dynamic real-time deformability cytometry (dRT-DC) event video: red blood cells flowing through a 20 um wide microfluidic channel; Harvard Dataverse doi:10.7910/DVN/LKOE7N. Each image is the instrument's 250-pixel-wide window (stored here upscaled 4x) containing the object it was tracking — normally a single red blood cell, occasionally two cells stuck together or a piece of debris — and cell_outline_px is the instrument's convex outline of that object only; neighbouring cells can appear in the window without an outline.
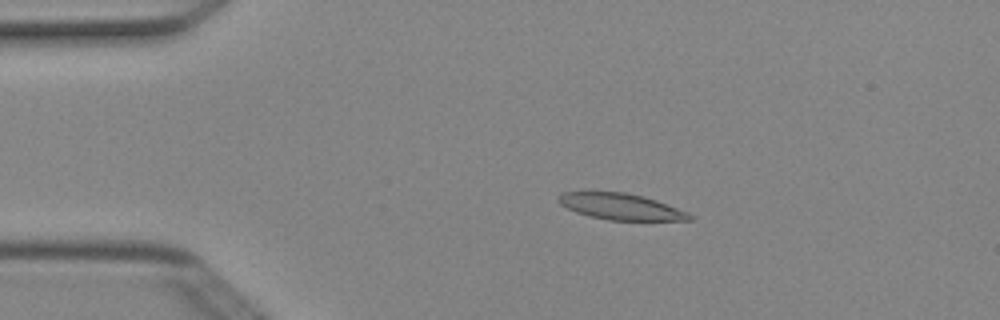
{"species": "Egyptian fruit bat (a non-hibernating species)", "species_latin": "Rousettus aegyptiacus", "temperature_condition": "cold", "stored_images_in_passage": 4, "camera_frame_rate_fps": 3000, "um_per_image_px": 0.085, "animal": {"sex": "female"}, "frame": {"image": 1, "passage_image": 3, "time_ms": 0.667, "image_size_px": [1000, 320], "cell_outline_px": [[692, 220], [608, 220], [588, 216], [576, 212], [560, 204], [556, 200], [564, 192], [624, 192], [644, 196], [656, 200], [688, 212], [692, 216]], "centroid_in_image_um": [52.77, 17.56], "position_along_channel_um": 32.2, "area_um2": 19.88}}